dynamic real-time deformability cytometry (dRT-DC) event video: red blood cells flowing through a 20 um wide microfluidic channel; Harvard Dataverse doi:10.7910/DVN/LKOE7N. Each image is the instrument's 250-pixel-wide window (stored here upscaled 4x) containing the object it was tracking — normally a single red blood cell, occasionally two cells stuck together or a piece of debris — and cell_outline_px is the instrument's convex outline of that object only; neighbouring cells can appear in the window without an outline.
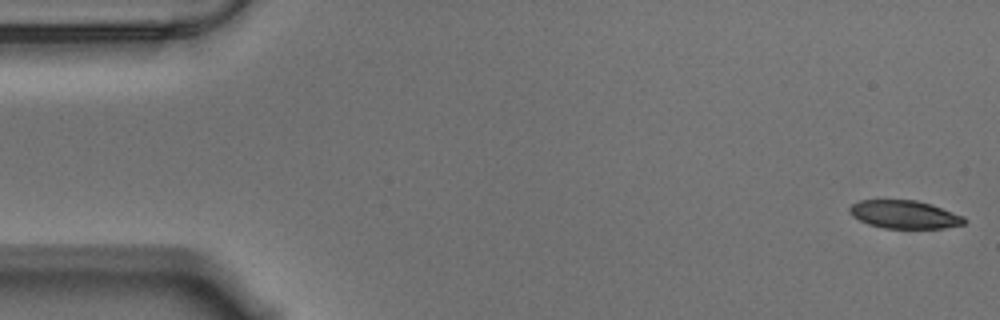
{"species": "Egyptian fruit bat (a non-hibernating species)", "species_latin": "Rousettus aegyptiacus", "temperature_condition": "warm", "stored_images_in_passage": 16, "camera_frame_rate_fps": 3000, "um_per_image_px": 0.085, "animal": {"sex": "male"}, "frame": {"image": 1, "passage_image": 1, "time_ms": 0.0, "image_size_px": [1000, 320], "cell_outline_px": [[968, 220], [964, 224], [944, 228], [884, 228], [868, 224], [852, 216], [848, 212], [848, 208], [852, 204], [860, 200], [916, 200], [932, 204], [964, 216]], "centroid_in_image_um": [76.89, 18.23], "position_along_channel_um": 8.1, "area_um2": 18.9}}
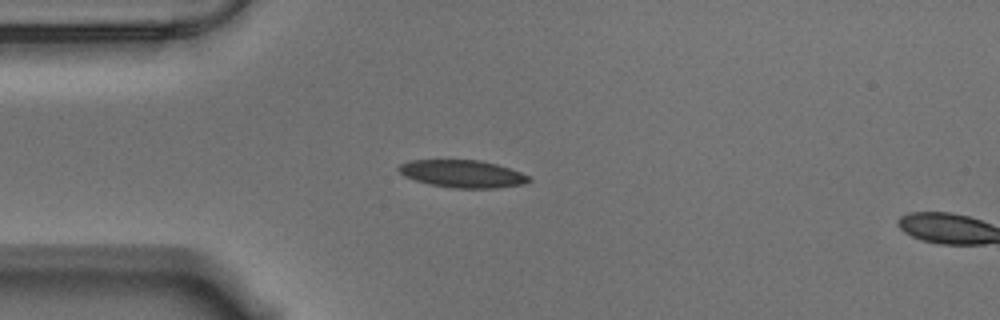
{"frame": {"image": 2, "passage_image": 14, "time_ms": 4.333, "image_size_px": [1000, 320], "cell_outline_px": [[532, 180], [524, 184], [496, 188], [452, 188], [428, 184], [404, 176], [396, 168], [400, 164], [408, 160], [480, 160], [496, 164], [520, 172], [528, 176]], "centroid_in_image_um": [39.28, 14.77], "position_along_channel_um": 45.7, "area_um2": 20.87}}